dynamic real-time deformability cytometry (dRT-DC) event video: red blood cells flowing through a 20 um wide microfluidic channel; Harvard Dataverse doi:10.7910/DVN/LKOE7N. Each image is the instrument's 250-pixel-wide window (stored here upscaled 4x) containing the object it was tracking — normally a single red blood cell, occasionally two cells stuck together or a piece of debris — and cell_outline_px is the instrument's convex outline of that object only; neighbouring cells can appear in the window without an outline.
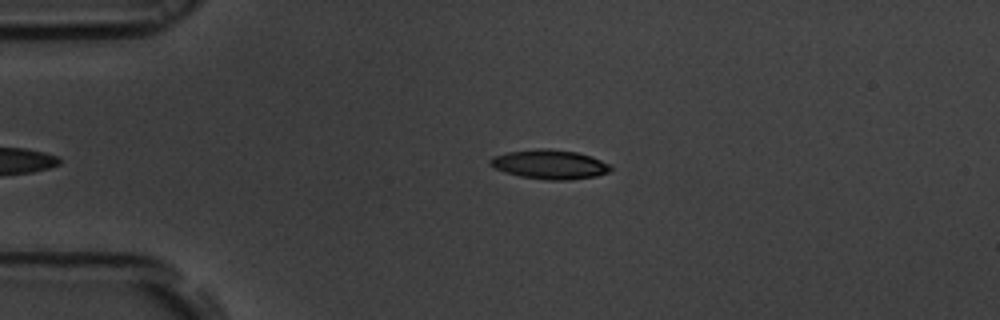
{"species": "common noctule bat (a hibernating species)", "species_latin": "Nyctalus noctula", "temperature_condition": "room temperature", "stored_images_in_passage": 39, "camera_frame_rate_fps": 3000, "um_per_image_px": 0.085, "animal": {"sex": "male", "body_mass_g": 19.5, "forearm_length_mm": 54.6}, "frame": {"image": 1, "passage_image": 2, "time_ms": 0.333, "image_size_px": [1000, 320], "cell_outline_px": [[612, 168], [608, 172], [596, 176], [568, 180], [548, 180], [520, 176], [504, 172], [496, 168], [488, 160], [492, 156], [508, 152], [536, 148], [548, 148], [576, 152], [592, 156], [608, 164]], "centroid_in_image_um": [46.72, 13.96], "position_along_channel_um": 38.3, "area_um2": 20.46}}
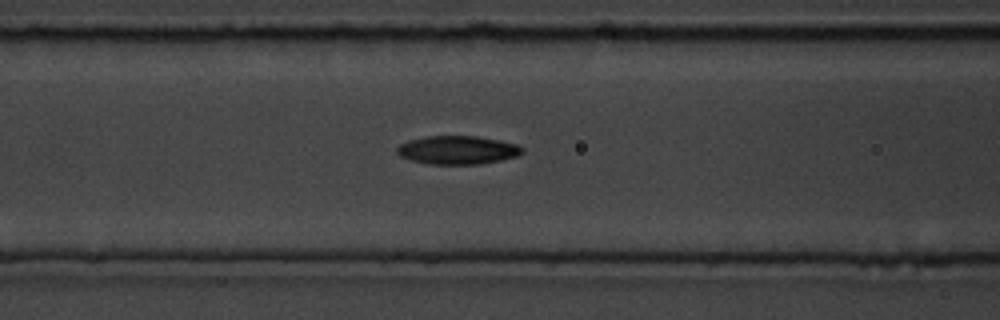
{"frame": {"image": 2, "passage_image": 12, "time_ms": 3.667, "image_size_px": [1000, 320], "cell_outline_px": [[524, 152], [516, 156], [500, 160], [480, 164], [428, 164], [412, 160], [400, 156], [396, 152], [396, 148], [400, 144], [408, 140], [428, 136], [476, 136], [500, 140], [516, 144], [524, 148]], "centroid_in_image_um": [38.89, 12.75], "position_along_channel_um": 127.7, "area_um2": 20.75}}
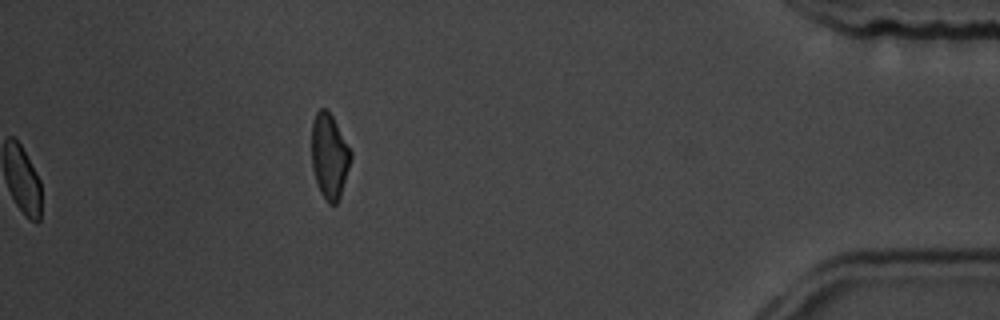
{"frame": {"image": 3, "passage_image": 39, "time_ms": 12.667, "image_size_px": [1000, 320], "cell_outline_px": [[352, 156], [340, 196], [336, 204], [328, 204], [320, 192], [312, 168], [312, 120], [316, 112], [320, 108], [324, 108], [332, 116], [352, 152]], "centroid_in_image_um": [27.99, 13.27], "position_along_channel_um": 407.2, "area_um2": 19.19}, "authors_computed_cell_mechanics": {"area_um2": 20.1144, "velocity_mm_per_s": 3.6731, "shape_relaxation_time_tau1_ms": 4.7308, "shape_relaxation_time_tau2_ms": 4.1337, "deformation_change_tau1": 0.1478, "deformation_change_tau2": 0.1006}}